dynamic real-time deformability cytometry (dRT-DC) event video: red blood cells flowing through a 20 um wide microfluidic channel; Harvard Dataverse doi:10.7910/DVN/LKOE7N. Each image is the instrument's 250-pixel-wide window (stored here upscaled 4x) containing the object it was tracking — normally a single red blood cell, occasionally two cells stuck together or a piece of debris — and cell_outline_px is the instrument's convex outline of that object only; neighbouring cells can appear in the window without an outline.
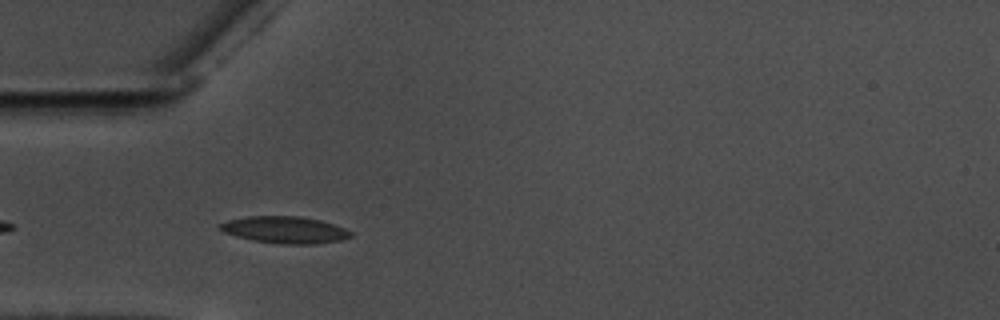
{"species": "common noctule bat (a hibernating species)", "species_latin": "Nyctalus noctula", "temperature_condition": "warm", "stored_images_in_passage": 27, "camera_frame_rate_fps": 3000, "um_per_image_px": 0.085, "animal": {"sex": "male", "body_mass_g": 17.5, "forearm_length_mm": 52.3}, "frame": {"image": 1, "passage_image": 3, "time_ms": 0.667, "image_size_px": [1000, 320], "cell_outline_px": [[352, 236], [340, 240], [316, 244], [280, 244], [252, 240], [236, 236], [224, 232], [220, 228], [220, 224], [228, 220], [248, 216], [300, 216], [320, 220], [344, 228], [352, 232]], "centroid_in_image_um": [24.22, 19.54], "position_along_channel_um": 60.8, "area_um2": 20.35}}
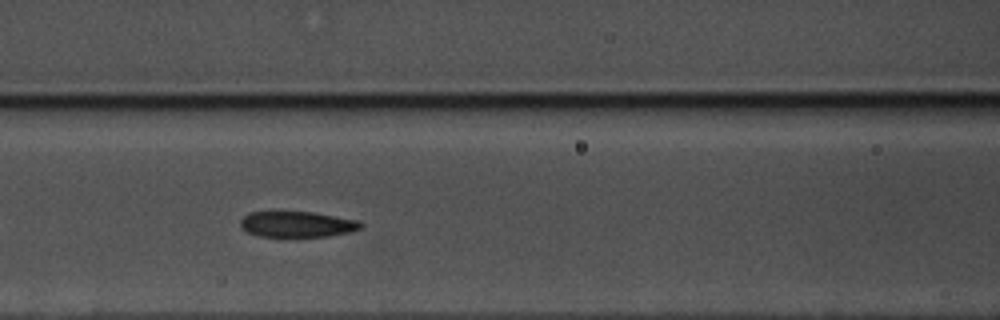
{"frame": {"image": 2, "passage_image": 10, "time_ms": 3.0, "image_size_px": [1000, 320], "cell_outline_px": [[364, 224], [360, 228], [348, 232], [328, 236], [288, 240], [260, 236], [248, 232], [240, 224], [240, 220], [248, 212], [312, 212], [356, 220]], "centroid_in_image_um": [25.21, 19.11], "position_along_channel_um": 141.4, "area_um2": 18.67}}
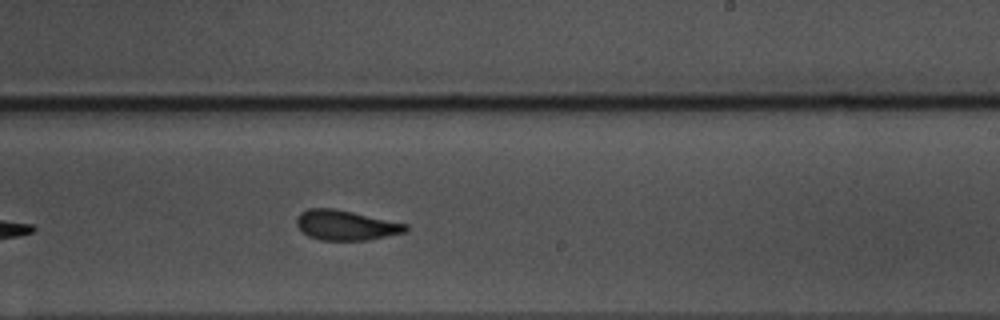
{"frame": {"image": 3, "passage_image": 20, "time_ms": 6.333, "image_size_px": [1000, 320], "cell_outline_px": [[408, 228], [404, 232], [364, 240], [320, 240], [308, 236], [296, 224], [296, 216], [300, 212], [308, 208], [332, 208], [352, 212], [408, 224]], "centroid_in_image_um": [29.34, 19.13], "position_along_channel_um": 259.7, "area_um2": 18.79}}